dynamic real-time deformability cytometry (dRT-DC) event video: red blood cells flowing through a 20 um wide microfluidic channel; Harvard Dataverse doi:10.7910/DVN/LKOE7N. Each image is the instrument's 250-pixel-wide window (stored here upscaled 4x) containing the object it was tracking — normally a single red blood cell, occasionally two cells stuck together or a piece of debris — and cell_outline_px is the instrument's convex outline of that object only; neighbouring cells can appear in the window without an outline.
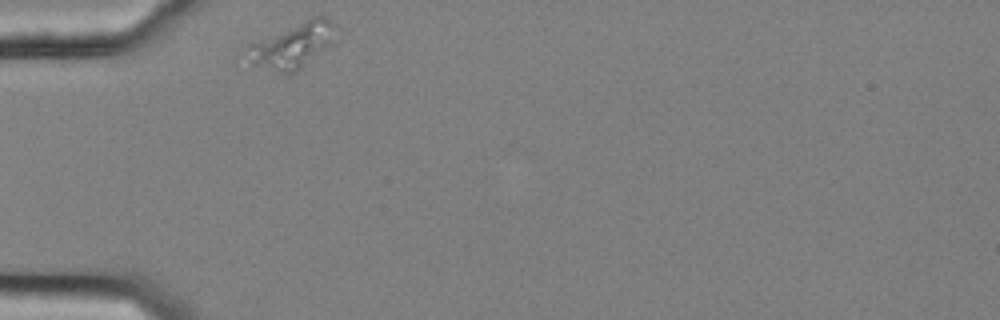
{"species": "common noctule bat (a hibernating species)", "species_latin": "Nyctalus noctula", "temperature_condition": "cold", "stored_images_in_passage": 33, "camera_frame_rate_fps": 3000, "um_per_image_px": 0.085, "animal": {"sex": "female", "body_mass_g": 25.1}, "frame": {"image": 1, "passage_image": 1, "time_ms": 0.0, "image_size_px": [1000, 320], "cell_outline_px": [[332, 40], [328, 44], [296, 72], [280, 72], [252, 68], [240, 52], [248, 44], [312, 16], [328, 16], [332, 20]], "centroid_in_image_um": [24.66, 3.89], "position_along_channel_um": 60.3, "area_um2": 23.29}}
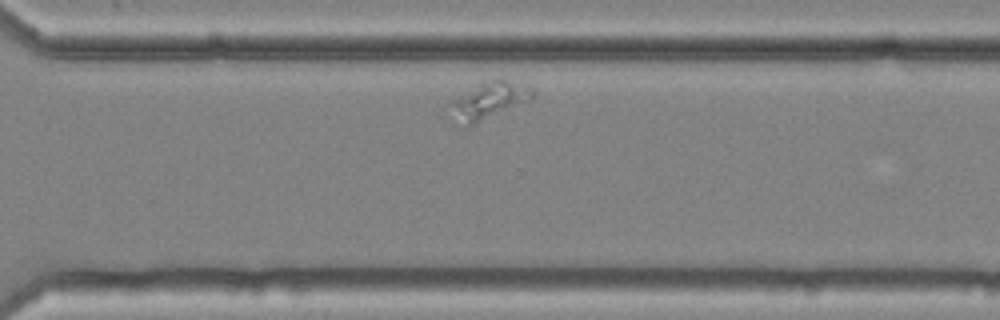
{"frame": {"image": 2, "passage_image": 28, "time_ms": 9.0, "image_size_px": [1000, 320], "cell_outline_px": [[536, 92], [532, 100], [468, 128], [460, 128], [452, 104], [452, 100], [484, 80], [492, 76], [500, 76], [532, 88]], "centroid_in_image_um": [41.64, 8.53], "position_along_channel_um": 329.0, "area_um2": 18.32}}
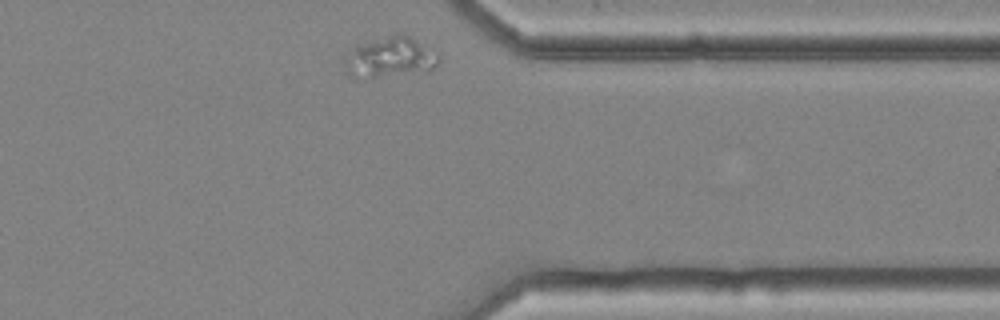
{"frame": {"image": 3, "passage_image": 33, "time_ms": 10.667, "image_size_px": [1000, 320], "cell_outline_px": [[440, 60], [432, 68], [364, 80], [356, 52], [356, 48], [360, 44], [400, 32], [416, 40], [440, 56]], "centroid_in_image_um": [33.51, 4.8], "position_along_channel_um": 377.9, "area_um2": 19.07}}